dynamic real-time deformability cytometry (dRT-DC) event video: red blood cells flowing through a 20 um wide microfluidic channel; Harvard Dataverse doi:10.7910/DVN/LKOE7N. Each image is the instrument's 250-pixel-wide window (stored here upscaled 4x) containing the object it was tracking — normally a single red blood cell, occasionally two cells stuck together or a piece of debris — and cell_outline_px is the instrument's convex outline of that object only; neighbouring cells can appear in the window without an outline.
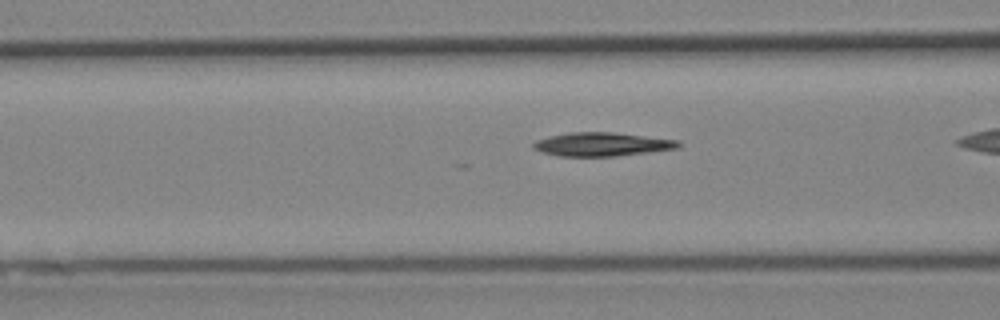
{"species": "Egyptian fruit bat (a non-hibernating species)", "species_latin": "Rousettus aegyptiacus", "temperature_condition": "cold", "stored_images_in_passage": 30, "camera_frame_rate_fps": 3000, "um_per_image_px": 0.085, "animal": {"sex": "female"}, "frame": {"image": 1, "passage_image": 4, "time_ms": 1.0, "image_size_px": [1000, 320], "cell_outline_px": [[684, 144], [680, 148], [616, 156], [556, 156], [532, 148], [532, 144], [536, 140], [568, 132], [612, 132], [680, 140]], "centroid_in_image_um": [51.22, 12.26], "position_along_channel_um": 115.4, "area_um2": 20.06}}
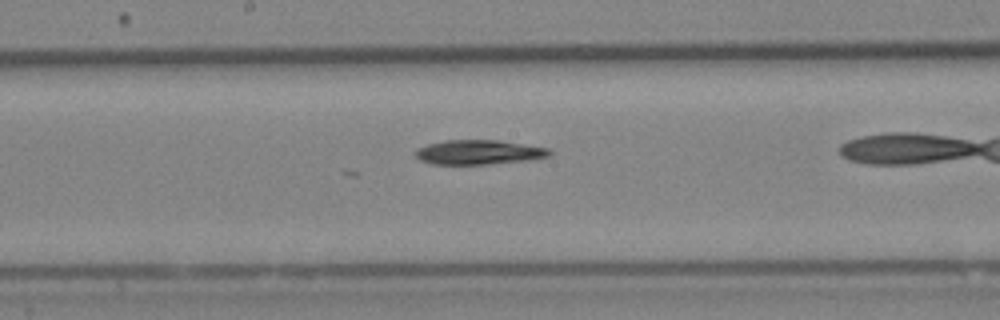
{"frame": {"image": 2, "passage_image": 11, "time_ms": 3.333, "image_size_px": [1000, 320], "cell_outline_px": [[552, 152], [548, 156], [528, 160], [488, 164], [432, 164], [420, 160], [416, 156], [416, 148], [428, 144], [444, 140], [500, 140], [548, 148]], "centroid_in_image_um": [40.68, 12.93], "position_along_channel_um": 207.5, "area_um2": 19.07}}
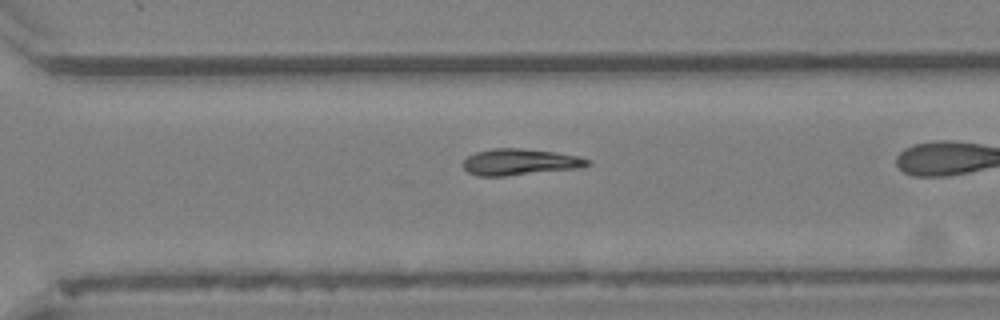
{"frame": {"image": 3, "passage_image": 20, "time_ms": 6.333, "image_size_px": [1000, 320], "cell_outline_px": [[592, 164], [576, 168], [504, 176], [476, 176], [468, 172], [464, 168], [464, 160], [468, 156], [476, 152], [492, 148], [520, 148], [556, 152], [580, 156], [588, 160]], "centroid_in_image_um": [44.17, 13.76], "position_along_channel_um": 326.4, "area_um2": 18.96}}